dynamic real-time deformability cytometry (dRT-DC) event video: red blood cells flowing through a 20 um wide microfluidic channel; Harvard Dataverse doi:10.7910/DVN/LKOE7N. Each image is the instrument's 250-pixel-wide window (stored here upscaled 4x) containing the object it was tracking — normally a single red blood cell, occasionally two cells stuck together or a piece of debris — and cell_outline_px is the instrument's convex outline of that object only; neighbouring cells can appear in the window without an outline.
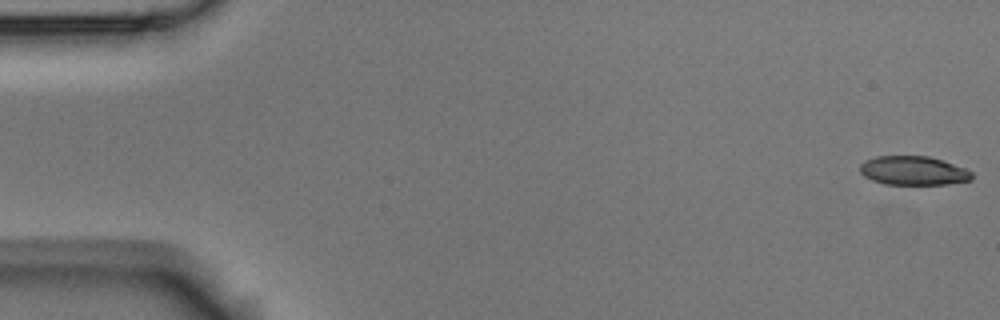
{"species": "Egyptian fruit bat (a non-hibernating species)", "species_latin": "Rousettus aegyptiacus", "temperature_condition": "room temperature", "stored_images_in_passage": 5, "camera_frame_rate_fps": 3000, "um_per_image_px": 0.085, "animal": {"sex": "male"}, "frame": {"image": 1, "passage_image": 1, "time_ms": 0.0, "image_size_px": [1000, 320], "cell_outline_px": [[972, 180], [948, 184], [884, 184], [872, 180], [864, 176], [860, 172], [860, 164], [864, 160], [876, 156], [928, 156], [964, 168], [972, 172]], "centroid_in_image_um": [77.6, 14.51], "position_along_channel_um": 7.4, "area_um2": 18.79}}
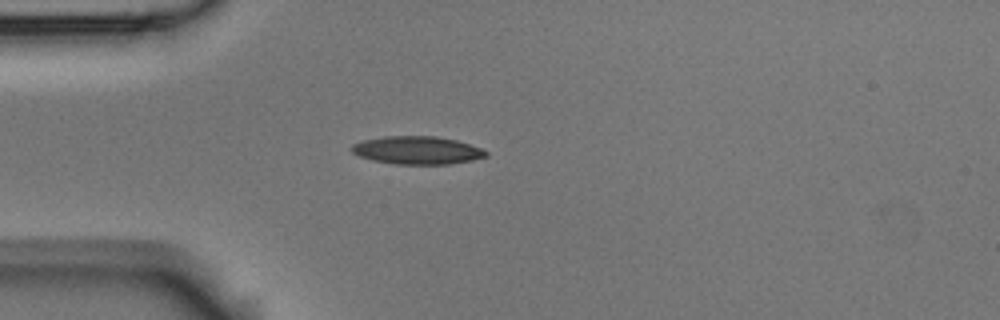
{"frame": {"image": 2, "passage_image": 4, "time_ms": 1.0, "image_size_px": [1000, 320], "cell_outline_px": [[488, 156], [472, 160], [448, 164], [396, 164], [372, 160], [360, 156], [352, 152], [348, 148], [352, 144], [364, 140], [384, 136], [436, 136], [456, 140], [480, 148], [488, 152]], "centroid_in_image_um": [35.43, 12.77], "position_along_channel_um": 49.6, "area_um2": 21.85}}